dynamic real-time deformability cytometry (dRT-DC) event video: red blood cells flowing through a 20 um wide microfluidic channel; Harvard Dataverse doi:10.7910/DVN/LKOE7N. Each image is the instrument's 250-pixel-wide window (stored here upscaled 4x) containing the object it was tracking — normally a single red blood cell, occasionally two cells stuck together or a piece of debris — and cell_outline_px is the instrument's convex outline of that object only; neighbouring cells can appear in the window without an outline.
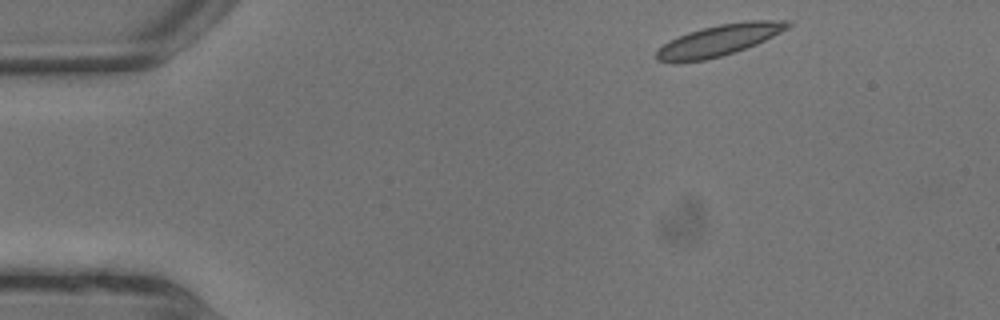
{"species": "common noctule bat (a hibernating species)", "species_latin": "Nyctalus noctula", "temperature_condition": "warm", "stored_images_in_passage": 4, "camera_frame_rate_fps": 3000, "um_per_image_px": 0.085, "animal": {"sex": "male", "body_mass_g": 13.3}, "frame": {"image": 1, "passage_image": 1, "time_ms": 0.0, "image_size_px": [1000, 320], "cell_outline_px": [[792, 24], [788, 28], [756, 44], [720, 56], [704, 60], [676, 64], [656, 60], [656, 52], [664, 44], [688, 32], [720, 24], [748, 20], [788, 20]], "centroid_in_image_um": [61.1, 3.43], "position_along_channel_um": 23.9, "area_um2": 23.58}}